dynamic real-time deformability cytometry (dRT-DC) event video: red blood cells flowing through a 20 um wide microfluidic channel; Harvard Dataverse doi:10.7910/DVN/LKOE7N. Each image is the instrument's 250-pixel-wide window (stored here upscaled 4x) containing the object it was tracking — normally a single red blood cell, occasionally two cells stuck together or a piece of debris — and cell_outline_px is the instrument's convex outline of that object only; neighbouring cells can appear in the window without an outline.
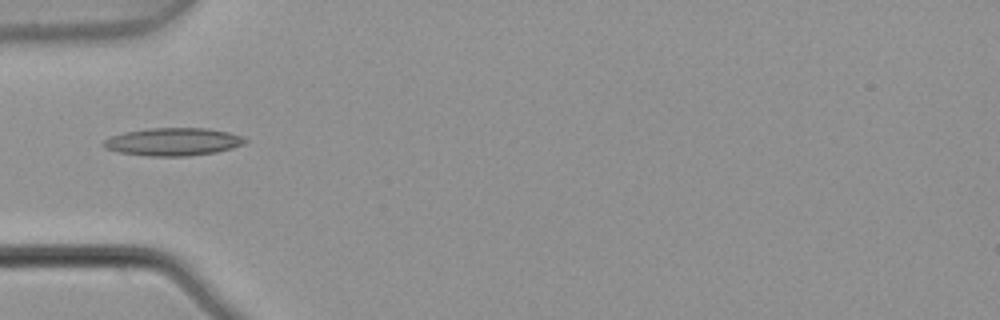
{"species": "common noctule bat (a hibernating species)", "species_latin": "Nyctalus noctula", "temperature_condition": "warm", "stored_images_in_passage": 2, "camera_frame_rate_fps": 3000, "um_per_image_px": 0.085, "animal": {"sex": "male", "body_mass_g": 21.5, "forearm_length_mm": 52.0}, "frame": {"image": 1, "passage_image": 2, "time_ms": 0.333, "image_size_px": [1000, 320], "cell_outline_px": [[248, 140], [244, 144], [232, 148], [216, 152], [188, 156], [148, 156], [120, 152], [104, 148], [100, 144], [104, 140], [112, 136], [124, 132], [148, 128], [208, 128], [228, 132], [240, 136]], "centroid_in_image_um": [14.7, 12.05], "position_along_channel_um": 70.3, "area_um2": 22.95}}